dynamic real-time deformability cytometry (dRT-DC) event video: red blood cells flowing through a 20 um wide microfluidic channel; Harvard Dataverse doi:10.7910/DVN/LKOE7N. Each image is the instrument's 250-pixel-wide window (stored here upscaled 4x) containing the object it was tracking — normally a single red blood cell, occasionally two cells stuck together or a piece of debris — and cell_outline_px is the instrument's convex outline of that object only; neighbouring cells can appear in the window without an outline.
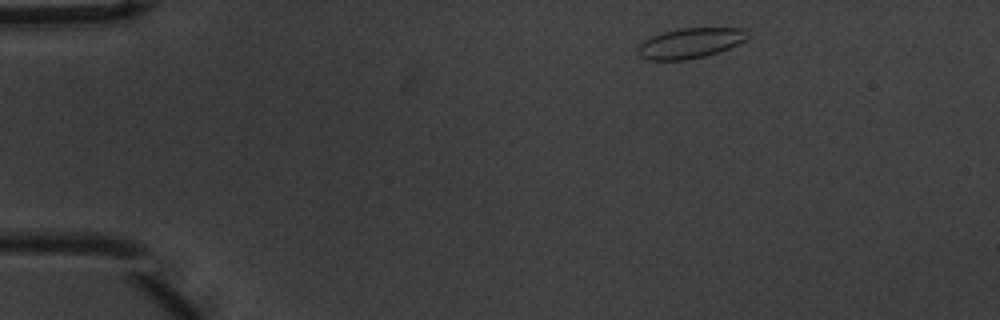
{"species": "common noctule bat (a hibernating species)", "species_latin": "Nyctalus noctula", "temperature_condition": "warm", "stored_images_in_passage": 3, "camera_frame_rate_fps": 3000, "um_per_image_px": 0.085, "animal": {"sex": "male", "body_mass_g": 20.1, "forearm_length_mm": 53.5}, "frame": {"image": 1, "passage_image": 1, "time_ms": 0.0, "image_size_px": [1000, 320], "cell_outline_px": [[752, 36], [728, 48], [704, 56], [684, 60], [648, 60], [640, 56], [636, 52], [640, 44], [644, 40], [652, 36], [664, 32], [680, 28], [748, 28]], "centroid_in_image_um": [58.69, 3.65], "position_along_channel_um": 26.3, "area_um2": 19.31}}